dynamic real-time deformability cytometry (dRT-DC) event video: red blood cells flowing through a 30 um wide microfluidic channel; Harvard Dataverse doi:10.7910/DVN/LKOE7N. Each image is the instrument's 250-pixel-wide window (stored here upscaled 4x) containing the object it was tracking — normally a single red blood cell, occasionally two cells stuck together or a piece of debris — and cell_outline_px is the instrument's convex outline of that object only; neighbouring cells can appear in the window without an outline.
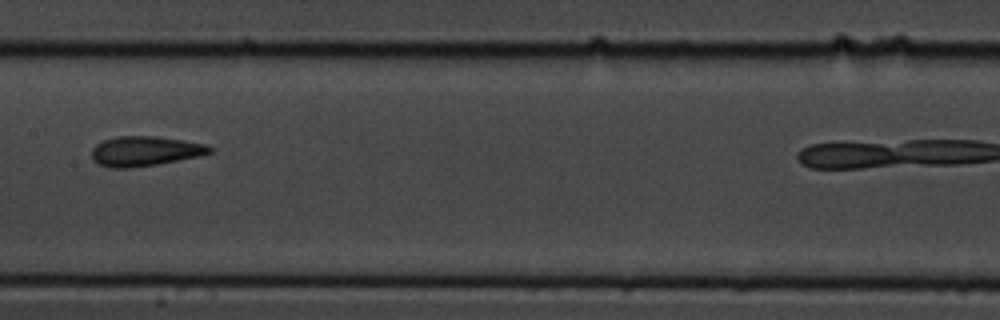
{"species": "common noctule bat (a hibernating species)", "species_latin": "Nyctalus noctula", "temperature_condition": "cold", "stored_images_in_passage": 7, "camera_frame_rate_fps": 3000, "um_per_image_px": 0.085, "animal": {"sex": "male", "body_mass_g": 19.5, "forearm_length_mm": 54.6}, "frame": {"image": 1, "passage_image": 5, "time_ms": 1.333, "image_size_px": [1000, 320], "cell_outline_px": [[212, 152], [200, 156], [156, 164], [132, 168], [108, 168], [92, 160], [92, 148], [96, 144], [104, 140], [116, 136], [156, 136], [184, 140], [208, 144], [212, 148]], "centroid_in_image_um": [12.32, 12.84], "position_along_channel_um": 195.1, "area_um2": 20.63}}
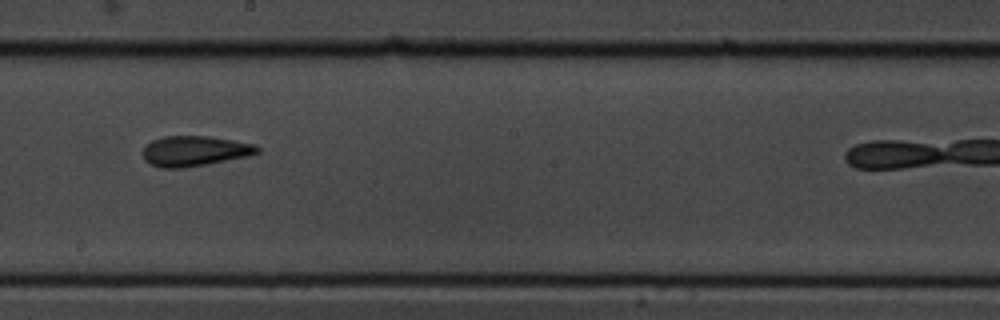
{"frame": {"image": 2, "passage_image": 6, "time_ms": 1.667, "image_size_px": [1000, 320], "cell_outline_px": [[260, 152], [248, 156], [184, 168], [160, 168], [144, 160], [144, 148], [152, 140], [164, 136], [208, 136], [256, 144], [260, 148]], "centroid_in_image_um": [16.56, 12.83], "position_along_channel_um": 231.6, "area_um2": 20.06}}